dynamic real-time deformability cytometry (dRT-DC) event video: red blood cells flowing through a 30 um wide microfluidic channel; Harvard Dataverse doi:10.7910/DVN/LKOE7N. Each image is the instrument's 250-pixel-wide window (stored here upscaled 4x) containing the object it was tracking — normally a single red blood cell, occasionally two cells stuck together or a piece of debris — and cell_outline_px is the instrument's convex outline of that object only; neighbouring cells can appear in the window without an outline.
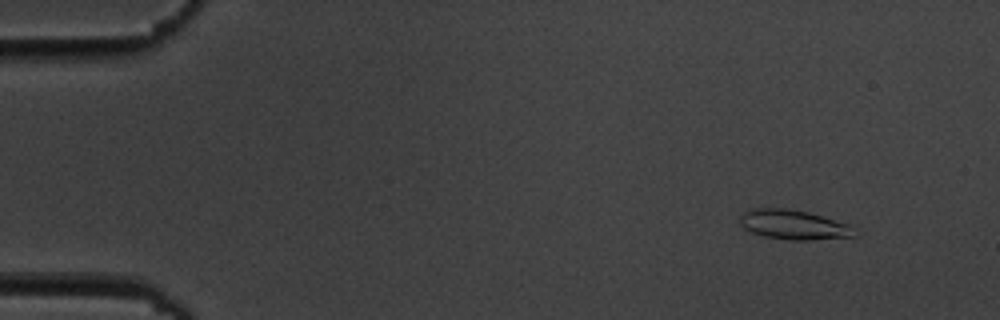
{"species": "common noctule bat (a hibernating species)", "species_latin": "Nyctalus noctula", "temperature_condition": "cold", "stored_images_in_passage": 5, "camera_frame_rate_fps": 3000, "um_per_image_px": 0.085, "animal": {"sex": "male", "body_mass_g": 19.5, "forearm_length_mm": 54.6}, "frame": {"image": 1, "passage_image": 1, "time_ms": 0.0, "image_size_px": [1000, 320], "cell_outline_px": [[856, 236], [812, 240], [792, 240], [764, 236], [752, 232], [744, 228], [740, 224], [740, 216], [744, 212], [752, 208], [784, 208], [808, 212], [848, 224]], "centroid_in_image_um": [67.41, 19.1], "position_along_channel_um": 17.6, "area_um2": 19.48}}